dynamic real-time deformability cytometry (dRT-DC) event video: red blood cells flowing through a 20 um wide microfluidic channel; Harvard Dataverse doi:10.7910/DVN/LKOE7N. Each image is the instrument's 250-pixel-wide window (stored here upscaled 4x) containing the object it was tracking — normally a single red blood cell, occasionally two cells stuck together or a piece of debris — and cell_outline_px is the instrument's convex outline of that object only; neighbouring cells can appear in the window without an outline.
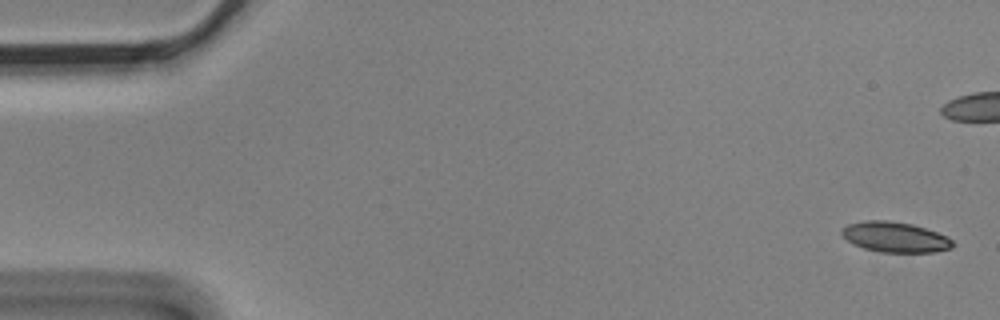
{"species": "Egyptian fruit bat (a non-hibernating species)", "species_latin": "Rousettus aegyptiacus", "temperature_condition": "cold", "stored_images_in_passage": 16, "camera_frame_rate_fps": 3000, "um_per_image_px": 0.085, "animal": {"sex": "male"}, "frame": {"image": 1, "passage_image": 1, "time_ms": 0.0, "image_size_px": [1000, 320], "cell_outline_px": [[956, 244], [952, 248], [932, 252], [880, 252], [864, 248], [852, 244], [840, 232], [848, 224], [864, 220], [888, 220], [912, 224], [948, 236]], "centroid_in_image_um": [76.1, 20.15], "position_along_channel_um": 8.9, "area_um2": 19.59}}
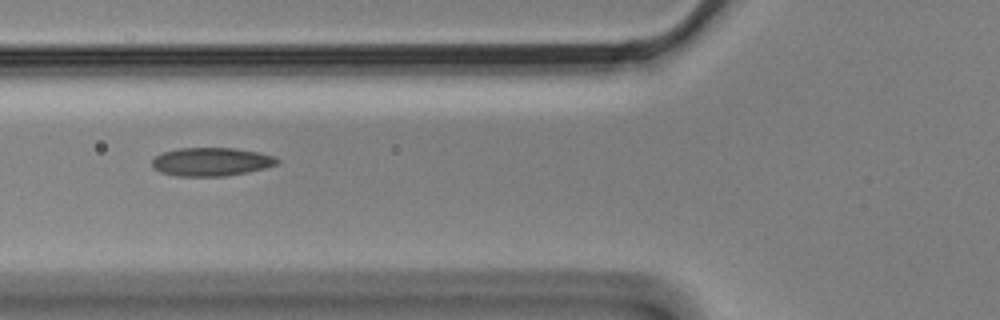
{"frame": {"image": 2, "passage_image": 7, "time_ms": 2.0, "image_size_px": [1000, 320], "cell_outline_px": [[280, 160], [276, 164], [264, 168], [248, 172], [224, 176], [176, 176], [160, 172], [152, 168], [152, 160], [156, 156], [164, 152], [180, 148], [232, 148], [256, 152], [276, 156]], "centroid_in_image_um": [17.94, 13.76], "position_along_channel_um": 107.9, "area_um2": 20.63}}
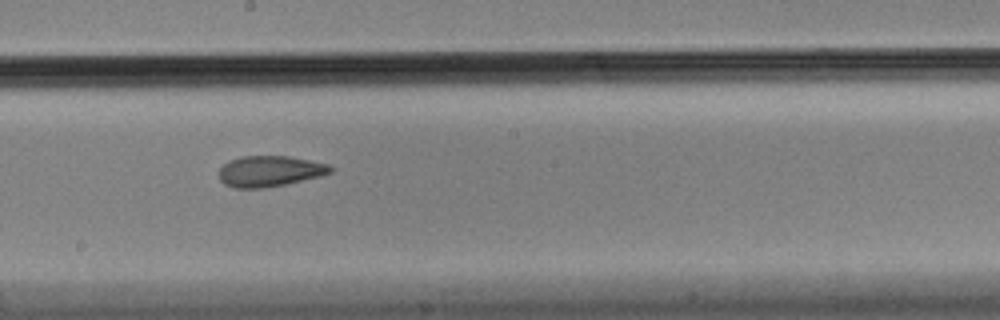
{"frame": {"image": 3, "passage_image": 10, "time_ms": 3.0, "image_size_px": [1000, 320], "cell_outline_px": [[332, 172], [320, 176], [288, 184], [264, 188], [232, 188], [224, 184], [220, 180], [220, 168], [224, 164], [232, 160], [244, 156], [288, 156], [328, 164], [332, 168]], "centroid_in_image_um": [22.93, 14.57], "position_along_channel_um": 225.3, "area_um2": 19.94}}